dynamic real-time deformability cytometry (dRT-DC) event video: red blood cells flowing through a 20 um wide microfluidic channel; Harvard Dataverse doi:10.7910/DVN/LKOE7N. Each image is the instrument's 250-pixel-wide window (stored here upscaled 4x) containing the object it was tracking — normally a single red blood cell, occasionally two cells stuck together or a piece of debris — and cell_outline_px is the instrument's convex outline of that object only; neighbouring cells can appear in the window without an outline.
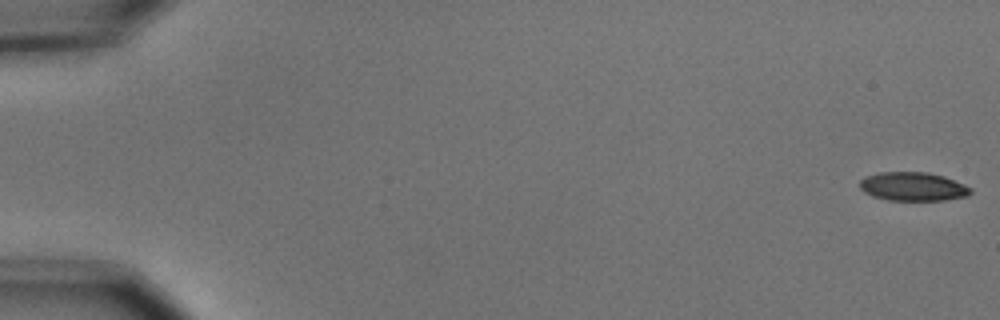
{"species": "common noctule bat (a hibernating species)", "species_latin": "Nyctalus noctula", "temperature_condition": "cold", "stored_images_in_passage": 6, "camera_frame_rate_fps": 3000, "um_per_image_px": 0.085, "animal": {"sex": "male", "body_mass_g": 15.6}, "frame": {"image": 1, "passage_image": 1, "time_ms": 0.0, "image_size_px": [1000, 320], "cell_outline_px": [[972, 192], [968, 196], [944, 200], [888, 200], [872, 196], [864, 192], [860, 188], [860, 180], [868, 176], [880, 172], [928, 172], [944, 176], [964, 184], [972, 188]], "centroid_in_image_um": [77.63, 15.86], "position_along_channel_um": 7.4, "area_um2": 18.55}}